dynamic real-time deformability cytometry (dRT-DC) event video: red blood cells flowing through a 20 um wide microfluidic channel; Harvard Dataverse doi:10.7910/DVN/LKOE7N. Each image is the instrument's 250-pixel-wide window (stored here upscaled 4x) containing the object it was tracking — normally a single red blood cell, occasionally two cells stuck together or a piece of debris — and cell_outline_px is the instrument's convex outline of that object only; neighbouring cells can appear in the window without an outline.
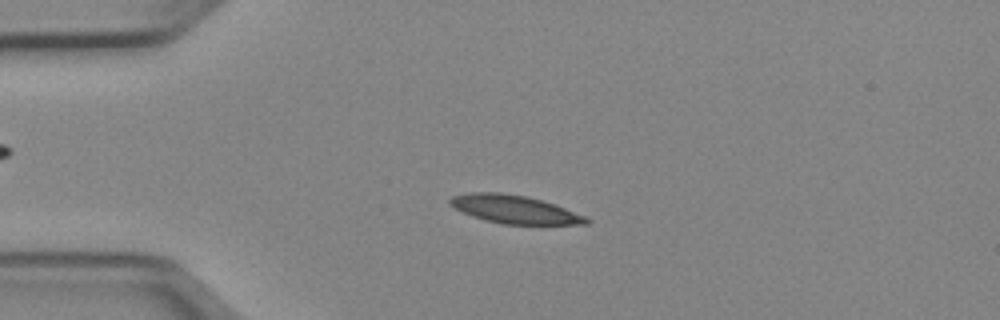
{"species": "Egyptian fruit bat (a non-hibernating species)", "species_latin": "Rousettus aegyptiacus", "temperature_condition": "cold", "stored_images_in_passage": 51, "camera_frame_rate_fps": 3000, "um_per_image_px": 0.085, "animal": {"sex": "female"}, "frame": {"image": 1, "passage_image": 12, "time_ms": 3.667, "image_size_px": [1000, 320], "cell_outline_px": [[592, 220], [588, 224], [504, 224], [484, 220], [472, 216], [448, 204], [448, 200], [452, 196], [468, 192], [500, 192], [524, 196], [540, 200], [564, 208], [584, 216]], "centroid_in_image_um": [43.68, 17.79], "position_along_channel_um": 41.3, "area_um2": 22.08}}
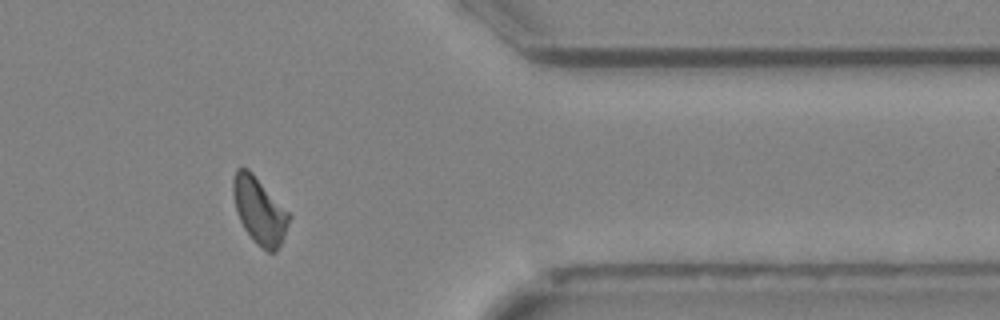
{"frame": {"image": 2, "passage_image": 42, "time_ms": 13.667, "image_size_px": [1000, 320], "cell_outline_px": [[292, 216], [284, 236], [276, 252], [268, 252], [252, 240], [244, 228], [240, 220], [236, 208], [232, 192], [232, 180], [236, 168], [248, 168], [252, 172]], "centroid_in_image_um": [22.04, 17.9], "position_along_channel_um": 389.4, "area_um2": 21.56}}
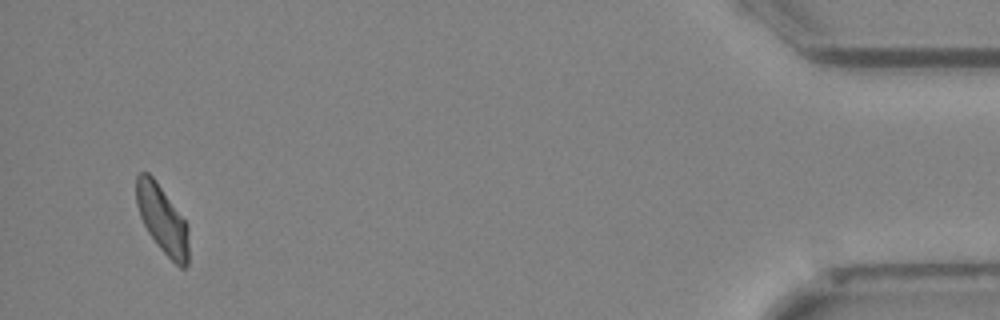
{"frame": {"image": 3, "passage_image": 49, "time_ms": 16.0, "image_size_px": [1000, 320], "cell_outline_px": [[188, 264], [184, 268], [180, 268], [160, 248], [148, 232], [140, 216], [136, 204], [136, 176], [140, 172], [148, 172], [156, 180], [188, 224]], "centroid_in_image_um": [13.8, 18.63], "position_along_channel_um": 421.4, "area_um2": 20.69}, "authors_computed_cell_mechanics": {"area_um2": 21.7328, "velocity_mm_per_s": 3.9359, "shape_relaxation_time_tau1_ms": 7.9703, "shape_relaxation_time_tau2_ms": 5.336, "deformation_change_tau1": 0.1828, "deformation_change_tau2": 0.1011}}